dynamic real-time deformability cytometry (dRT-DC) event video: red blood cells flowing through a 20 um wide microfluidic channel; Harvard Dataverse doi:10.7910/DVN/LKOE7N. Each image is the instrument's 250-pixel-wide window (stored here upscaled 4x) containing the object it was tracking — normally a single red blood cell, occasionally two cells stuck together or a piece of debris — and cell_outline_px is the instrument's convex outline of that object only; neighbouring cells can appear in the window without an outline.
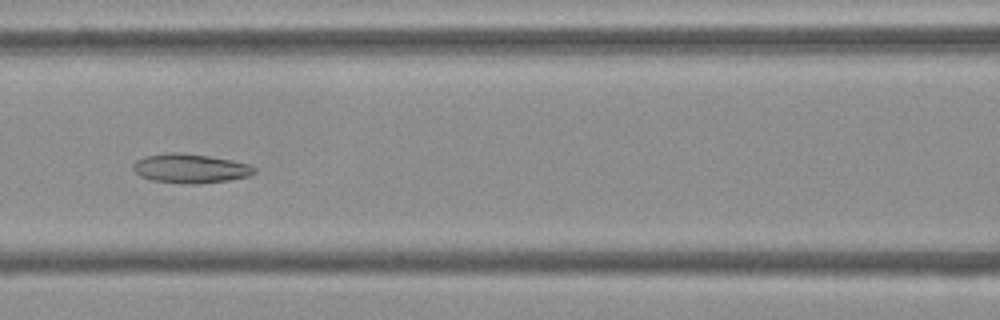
{"species": "Egyptian fruit bat (a non-hibernating species)", "species_latin": "Rousettus aegyptiacus", "temperature_condition": "cold", "stored_images_in_passage": 54, "camera_frame_rate_fps": 3000, "um_per_image_px": 0.085, "frame": {"image": 1, "passage_image": 24, "time_ms": 7.667, "image_size_px": [1000, 320], "cell_outline_px": [[256, 172], [248, 176], [228, 180], [200, 184], [188, 184], [152, 180], [140, 176], [132, 168], [132, 164], [136, 160], [144, 156], [168, 152], [180, 152], [208, 156], [232, 160], [248, 164], [256, 168]], "centroid_in_image_um": [16.15, 14.31], "position_along_channel_um": 150.4, "area_um2": 20.69}}
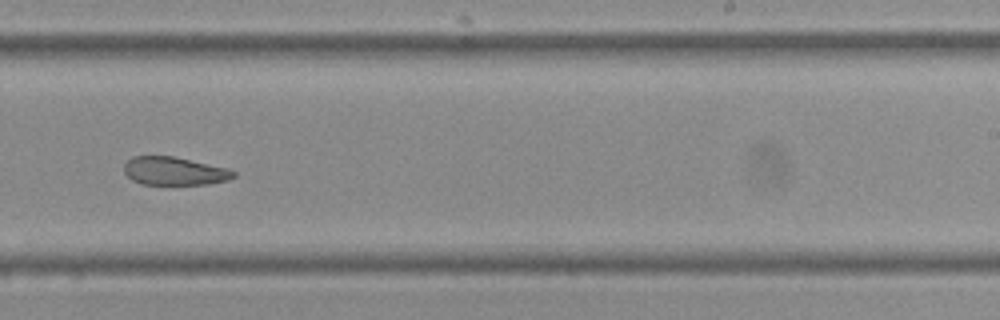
{"frame": {"image": 2, "passage_image": 34, "time_ms": 11.0, "image_size_px": [1000, 320], "cell_outline_px": [[236, 176], [228, 180], [208, 184], [144, 184], [132, 180], [124, 172], [124, 164], [132, 156], [172, 156], [228, 168], [236, 172]], "centroid_in_image_um": [14.83, 14.54], "position_along_channel_um": 274.2, "area_um2": 17.92}}
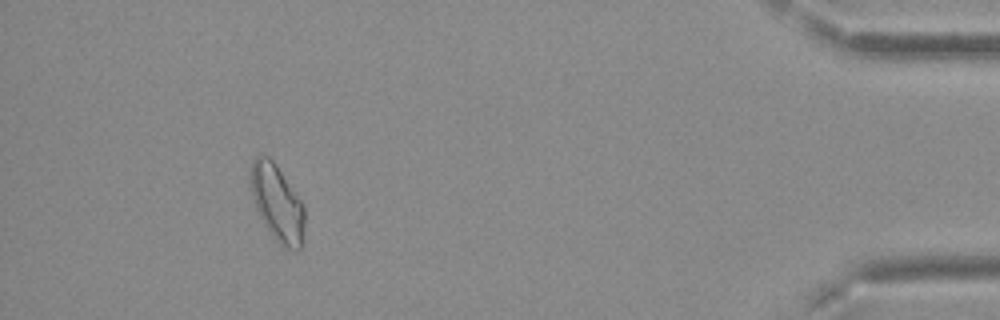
{"frame": {"image": 3, "passage_image": 50, "time_ms": 16.333, "image_size_px": [1000, 320], "cell_outline_px": [[304, 228], [300, 248], [296, 252], [280, 244], [276, 240], [264, 224], [256, 208], [248, 176], [252, 160], [256, 156], [268, 156], [276, 164], [304, 204]], "centroid_in_image_um": [23.55, 17.23], "position_along_channel_um": 411.6, "area_um2": 24.04}}